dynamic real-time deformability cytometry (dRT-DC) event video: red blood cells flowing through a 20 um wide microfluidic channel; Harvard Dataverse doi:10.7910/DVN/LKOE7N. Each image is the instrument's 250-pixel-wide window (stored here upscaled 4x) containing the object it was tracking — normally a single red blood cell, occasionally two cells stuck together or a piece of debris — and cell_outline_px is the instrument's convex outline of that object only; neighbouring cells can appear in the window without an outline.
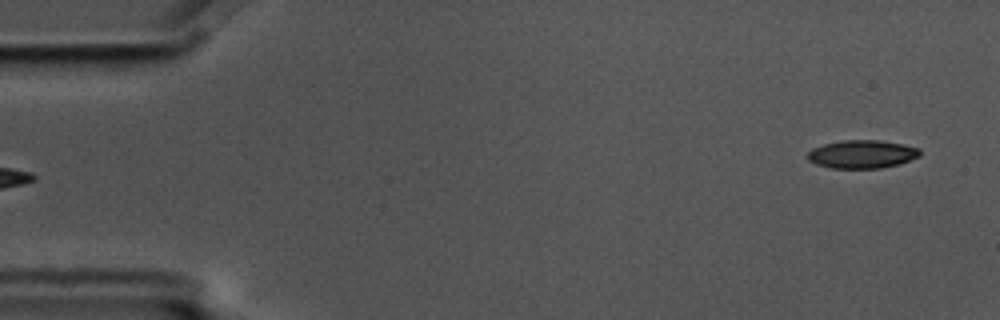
{"species": "common noctule bat (a hibernating species)", "species_latin": "Nyctalus noctula", "temperature_condition": "cold", "stored_images_in_passage": 6, "segment_of_instrument_passage": [2, 2], "camera_frame_rate_fps": 3000, "um_per_image_px": 0.085, "animal": {"sex": "male", "body_mass_g": 17.5, "forearm_length_mm": 52.3}, "frame": {"image": 1, "passage_image": 6, "time_ms": 1.667, "image_size_px": [1000, 320], "cell_outline_px": [[920, 156], [900, 164], [880, 168], [832, 168], [816, 164], [808, 160], [808, 152], [812, 148], [824, 144], [844, 140], [876, 140], [900, 144], [920, 148]], "centroid_in_image_um": [73.27, 13.11], "position_along_channel_um": 11.7, "area_um2": 18.32}}